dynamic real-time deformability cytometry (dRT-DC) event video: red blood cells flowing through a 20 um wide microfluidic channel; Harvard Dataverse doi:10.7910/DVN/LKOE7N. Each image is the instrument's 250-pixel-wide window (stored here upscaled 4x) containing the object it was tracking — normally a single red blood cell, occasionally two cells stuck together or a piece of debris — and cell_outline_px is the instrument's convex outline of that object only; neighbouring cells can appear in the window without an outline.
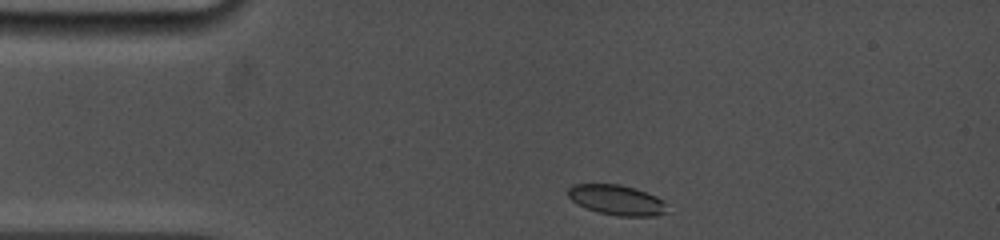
{"species": "common noctule bat (a hibernating species)", "species_latin": "Nyctalus noctula", "temperature_condition": "cold", "stored_images_in_passage": 4, "camera_frame_rate_fps": 5000, "um_per_image_px": 0.085, "animal": {"sex": "female", "body_mass_g": 19.0, "forearm_length_mm": 53.3}, "frame": {"image": 1, "passage_image": 1, "time_ms": 0.0, "image_size_px": [1000, 240], "cell_outline_px": [[664, 212], [656, 216], [616, 216], [600, 212], [588, 208], [572, 200], [568, 196], [568, 188], [572, 184], [620, 184], [636, 188], [656, 196], [664, 200]], "centroid_in_image_um": [52.41, 16.98], "position_along_channel_um": 32.6, "area_um2": 17.17}}